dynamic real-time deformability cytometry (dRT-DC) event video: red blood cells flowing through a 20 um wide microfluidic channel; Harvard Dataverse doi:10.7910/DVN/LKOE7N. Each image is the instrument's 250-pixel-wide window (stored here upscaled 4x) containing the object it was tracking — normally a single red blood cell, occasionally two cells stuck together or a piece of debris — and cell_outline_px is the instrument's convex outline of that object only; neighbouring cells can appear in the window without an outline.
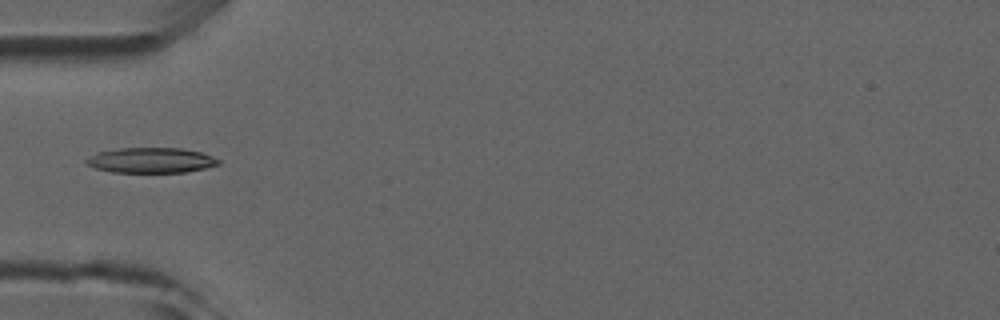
{"species": "common noctule bat (a hibernating species)", "species_latin": "Nyctalus noctula", "temperature_condition": "room temperature", "stored_images_in_passage": 2, "camera_frame_rate_fps": 3000, "um_per_image_px": 0.085, "animal": {"sex": "male", "forearm_length_mm": 52.5}, "frame": {"image": 1, "passage_image": 1, "time_ms": 0.0, "image_size_px": [1000, 320], "cell_outline_px": [[220, 164], [204, 168], [184, 172], [112, 172], [96, 168], [88, 164], [84, 160], [100, 152], [120, 148], [180, 148], [200, 152], [212, 156], [220, 160]], "centroid_in_image_um": [12.87, 13.62], "position_along_channel_um": 72.1, "area_um2": 19.13}}
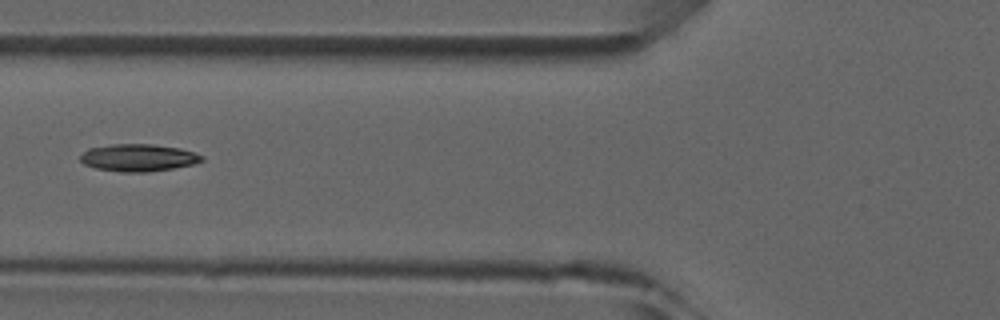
{"frame": {"image": 2, "passage_image": 2, "time_ms": 1.0, "image_size_px": [1000, 320], "cell_outline_px": [[204, 160], [192, 164], [172, 168], [148, 172], [120, 172], [96, 168], [84, 164], [80, 160], [80, 156], [88, 148], [112, 144], [152, 144], [180, 148], [204, 156]], "centroid_in_image_um": [11.74, 13.4], "position_along_channel_um": 114.1, "area_um2": 19.25}}